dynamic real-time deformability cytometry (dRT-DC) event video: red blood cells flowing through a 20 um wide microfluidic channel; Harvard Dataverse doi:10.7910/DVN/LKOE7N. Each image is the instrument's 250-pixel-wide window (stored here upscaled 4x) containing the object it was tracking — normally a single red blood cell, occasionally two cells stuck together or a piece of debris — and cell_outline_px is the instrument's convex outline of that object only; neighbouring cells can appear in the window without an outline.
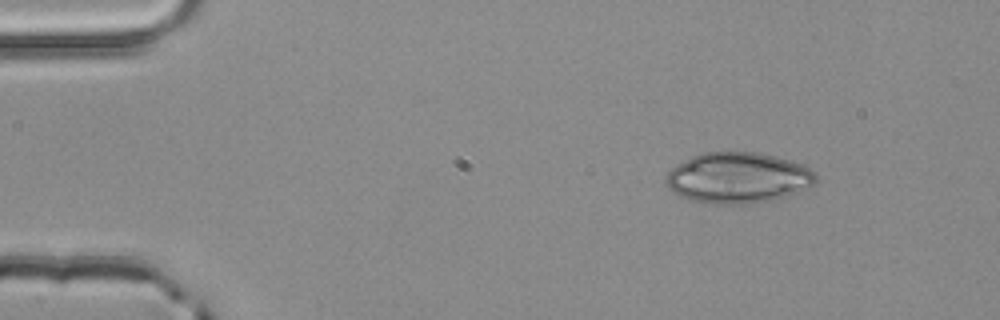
{"species": "common noctule bat (a hibernating species)", "species_latin": "Nyctalus noctula", "temperature_condition": "room temperature", "stored_images_in_passage": 2, "camera_frame_rate_fps": 3000, "um_per_image_px": 0.085, "animal": {"sex": "male", "body_mass_g": 20.4}, "frame": {"image": 1, "passage_image": 2, "time_ms": 0.333, "image_size_px": [1000, 320], "cell_outline_px": [[816, 184], [796, 192], [768, 200], [752, 204], [712, 204], [692, 200], [680, 196], [672, 192], [664, 184], [664, 180], [668, 172], [672, 168], [692, 156], [704, 152], [756, 152], [788, 160], [800, 164], [816, 172]], "centroid_in_image_um": [62.68, 15.12], "position_along_channel_um": 22.3, "area_um2": 44.16}}